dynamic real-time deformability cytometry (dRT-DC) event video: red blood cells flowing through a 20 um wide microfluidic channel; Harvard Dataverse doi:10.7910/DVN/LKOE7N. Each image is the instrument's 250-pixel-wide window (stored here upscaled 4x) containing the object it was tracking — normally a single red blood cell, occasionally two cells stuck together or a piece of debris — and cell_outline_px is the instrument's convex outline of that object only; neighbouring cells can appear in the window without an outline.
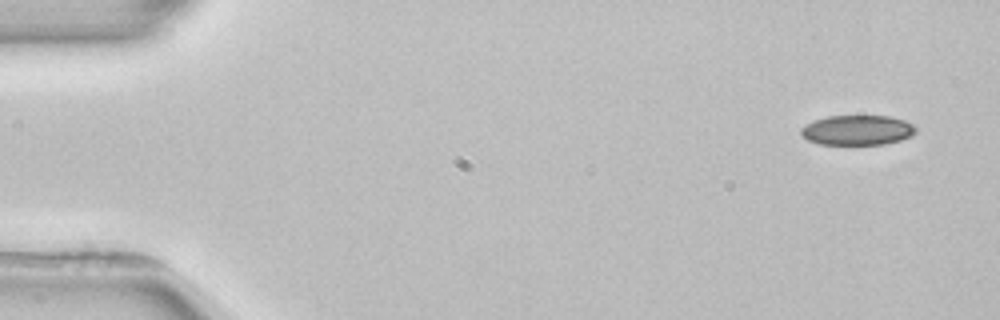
{"species": "common noctule bat (a hibernating species)", "species_latin": "Nyctalus noctula", "temperature_condition": "room temperature", "stored_images_in_passage": 3, "camera_frame_rate_fps": 3000, "um_per_image_px": 0.085, "animal": {"sex": "female", "body_mass_g": 22.7, "forearm_length_mm": 54.2}, "frame": {"image": 1, "passage_image": 1, "time_ms": 0.0, "image_size_px": [1000, 320], "cell_outline_px": [[916, 132], [912, 136], [900, 140], [884, 144], [820, 144], [808, 140], [800, 132], [800, 128], [816, 120], [828, 116], [892, 116], [904, 120], [912, 124], [916, 128]], "centroid_in_image_um": [72.91, 11.06], "position_along_channel_um": 12.1, "area_um2": 19.88}}